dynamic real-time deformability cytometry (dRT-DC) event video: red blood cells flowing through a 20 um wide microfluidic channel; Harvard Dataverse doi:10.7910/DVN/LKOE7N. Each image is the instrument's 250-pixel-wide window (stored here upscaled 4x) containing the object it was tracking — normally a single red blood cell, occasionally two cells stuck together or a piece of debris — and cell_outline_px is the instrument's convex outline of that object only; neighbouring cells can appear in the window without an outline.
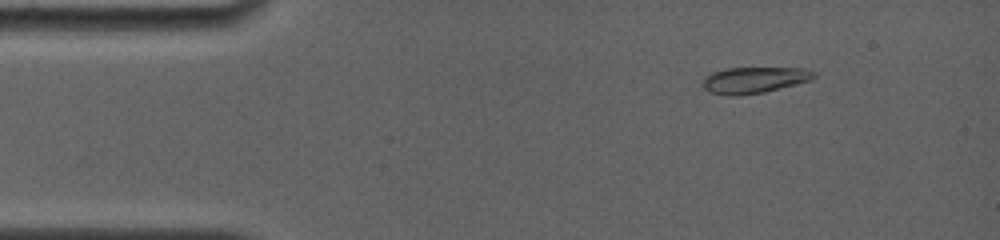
{"species": "common noctule bat (a hibernating species)", "species_latin": "Nyctalus noctula", "temperature_condition": "room temperature", "stored_images_in_passage": 36, "camera_frame_rate_fps": 4000, "um_per_image_px": 0.085, "animal": {"sex": "female", "body_mass_g": 19.0, "forearm_length_mm": 56.7}, "frame": {"image": 1, "passage_image": 4, "time_ms": 1.75, "image_size_px": [1000, 240], "cell_outline_px": [[816, 76], [812, 80], [764, 92], [740, 96], [728, 96], [708, 92], [700, 84], [704, 76], [712, 72], [728, 68], [804, 68], [816, 72]], "centroid_in_image_um": [64.06, 6.81], "position_along_channel_um": 20.9, "area_um2": 17.28}}
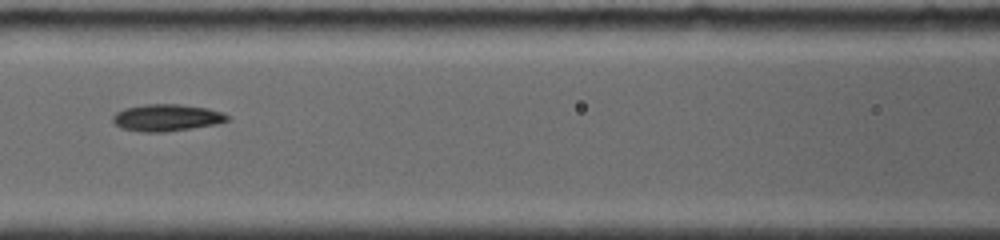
{"frame": {"image": 2, "passage_image": 18, "time_ms": 7.0, "image_size_px": [1000, 240], "cell_outline_px": [[228, 120], [216, 124], [192, 128], [164, 132], [140, 132], [120, 128], [112, 120], [112, 116], [116, 112], [124, 108], [144, 104], [180, 104], [208, 108], [224, 112], [228, 116]], "centroid_in_image_um": [14.15, 10.0], "position_along_channel_um": 152.5, "area_um2": 18.09}}
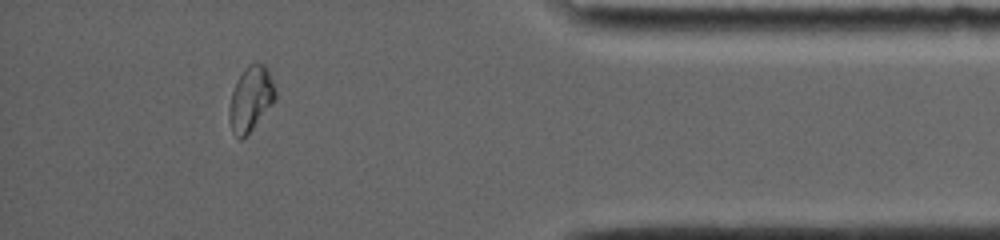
{"frame": {"image": 3, "passage_image": 32, "time_ms": 14.5, "image_size_px": [1000, 240], "cell_outline_px": [[276, 100], [252, 128], [240, 140], [232, 132], [228, 116], [228, 108], [232, 92], [244, 68], [248, 64], [264, 64], [268, 68], [276, 88]], "centroid_in_image_um": [21.32, 8.38], "position_along_channel_um": 413.9, "area_um2": 17.28}, "authors_computed_cell_mechanics": {"area_um2": 17.6001, "velocity_mm_per_s": 3.814, "shape_relaxation_time_tau1_ms": 4.4303, "shape_relaxation_time_tau2_ms": 5.4076, "deformation_change_tau1": 0.1368, "deformation_change_tau2": 0.0664}}